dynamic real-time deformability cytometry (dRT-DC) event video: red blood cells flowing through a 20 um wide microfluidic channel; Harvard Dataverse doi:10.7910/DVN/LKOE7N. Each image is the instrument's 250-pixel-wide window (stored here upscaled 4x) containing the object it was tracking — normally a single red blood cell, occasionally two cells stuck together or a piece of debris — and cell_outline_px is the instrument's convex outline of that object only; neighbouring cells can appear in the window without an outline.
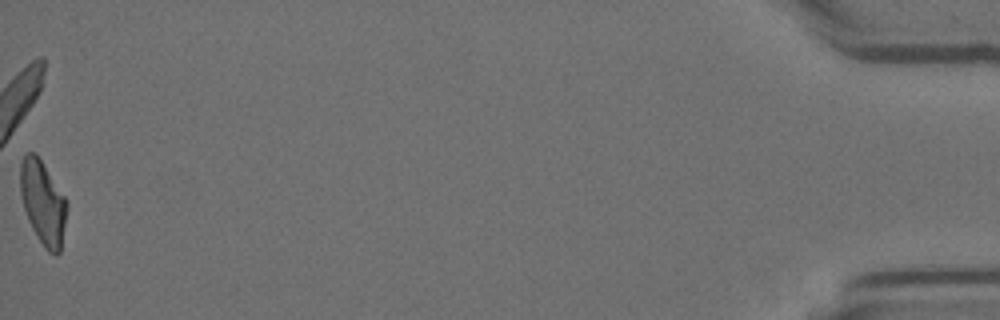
{"species": "Egyptian fruit bat (a non-hibernating species)", "species_latin": "Rousettus aegyptiacus", "temperature_condition": "room temperature", "stored_images_in_passage": 34, "camera_frame_rate_fps": 3000, "um_per_image_px": 0.085, "animal": {"sex": "female"}, "frame": {"image": 1, "passage_image": 34, "time_ms": 11.0, "image_size_px": [1000, 320], "cell_outline_px": [[68, 208], [60, 252], [56, 256], [48, 252], [44, 248], [32, 228], [28, 220], [24, 208], [20, 192], [20, 164], [24, 156], [28, 152], [36, 152], [68, 200]], "centroid_in_image_um": [3.67, 17.22], "position_along_channel_um": 431.5, "area_um2": 23.06}}